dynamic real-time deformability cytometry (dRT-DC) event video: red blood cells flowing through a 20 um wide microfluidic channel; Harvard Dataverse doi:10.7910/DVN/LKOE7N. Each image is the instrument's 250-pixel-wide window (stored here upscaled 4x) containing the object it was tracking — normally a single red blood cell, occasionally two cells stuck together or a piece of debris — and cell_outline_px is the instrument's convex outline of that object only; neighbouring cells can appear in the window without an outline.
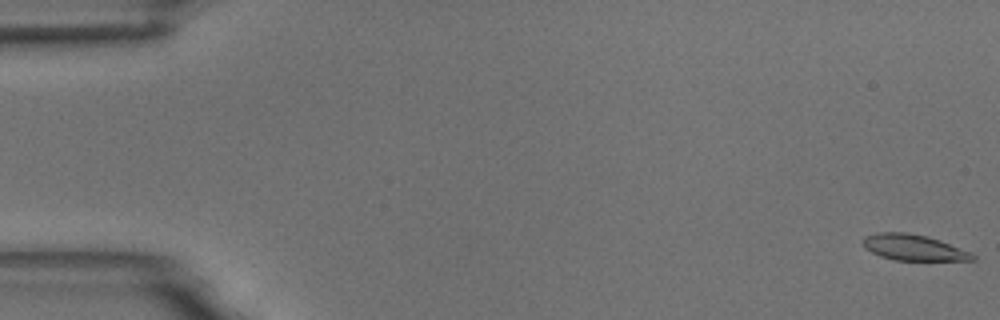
{"species": "common noctule bat (a hibernating species)", "species_latin": "Nyctalus noctula", "temperature_condition": "room temperature", "stored_images_in_passage": 14, "camera_frame_rate_fps": 3000, "um_per_image_px": 0.085, "animal": {"sex": "male", "body_mass_g": 18.8}, "frame": {"image": 1, "passage_image": 1, "time_ms": 0.0, "image_size_px": [1000, 320], "cell_outline_px": [[976, 260], [896, 260], [880, 256], [864, 248], [864, 236], [876, 232], [904, 232], [928, 236], [940, 240], [972, 252], [976, 256]], "centroid_in_image_um": [77.67, 21.03], "position_along_channel_um": 7.3, "area_um2": 16.59}}
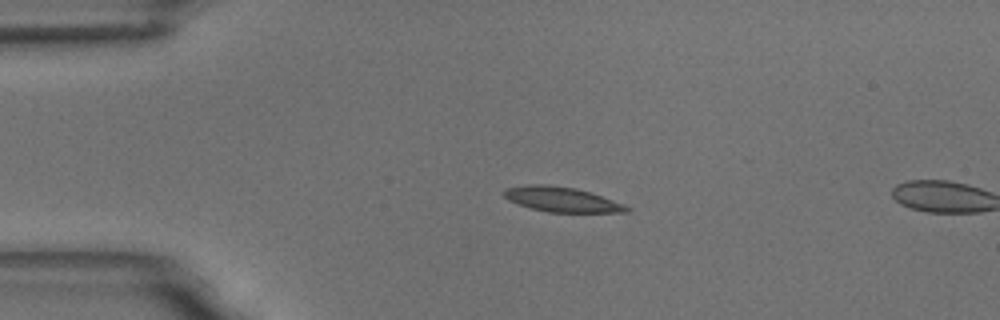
{"frame": {"image": 2, "passage_image": 13, "time_ms": 4.0, "image_size_px": [1000, 320], "cell_outline_px": [[632, 208], [628, 212], [548, 212], [516, 204], [508, 200], [500, 192], [504, 188], [528, 184], [548, 184], [576, 188], [624, 204]], "centroid_in_image_um": [47.67, 16.94], "position_along_channel_um": 37.3, "area_um2": 17.86}}